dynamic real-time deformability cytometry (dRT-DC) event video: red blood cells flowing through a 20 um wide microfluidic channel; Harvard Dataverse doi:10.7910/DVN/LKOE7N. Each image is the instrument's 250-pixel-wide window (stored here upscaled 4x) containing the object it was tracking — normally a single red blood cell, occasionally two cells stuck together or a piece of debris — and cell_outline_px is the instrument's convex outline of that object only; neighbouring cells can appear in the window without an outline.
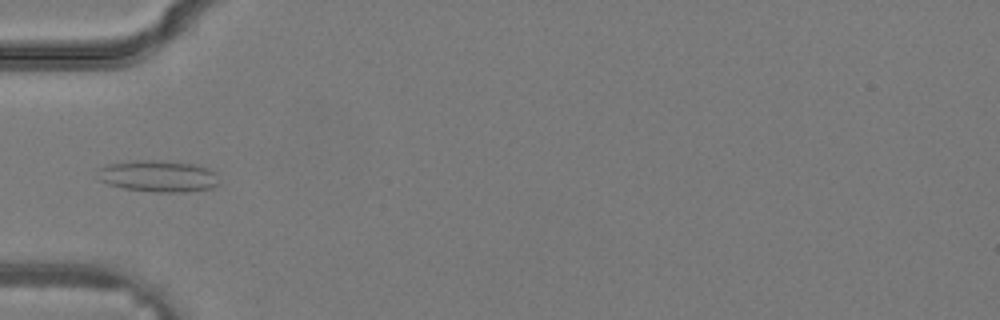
{"species": "common noctule bat (a hibernating species)", "species_latin": "Nyctalus noctula", "temperature_condition": "warm", "stored_images_in_passage": 36, "camera_frame_rate_fps": 3000, "um_per_image_px": 0.085, "animal": {"sex": "male", "body_mass_g": 19.2, "forearm_length_mm": 51.8}, "frame": {"image": 1, "passage_image": 13, "time_ms": 4.0, "image_size_px": [1000, 320], "cell_outline_px": [[220, 180], [212, 188], [184, 192], [152, 192], [124, 188], [108, 184], [100, 180], [100, 168], [108, 164], [132, 160], [172, 160], [196, 164], [208, 168], [216, 172]], "centroid_in_image_um": [13.51, 14.96], "position_along_channel_um": 71.5, "area_um2": 22.6}}
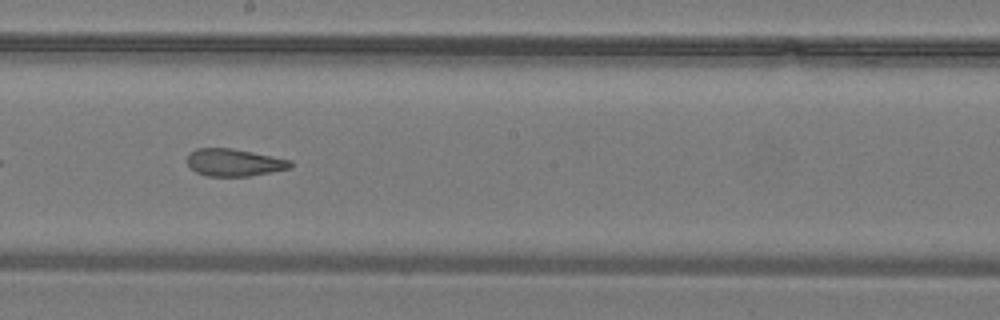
{"frame": {"image": 2, "passage_image": 21, "time_ms": 6.667, "image_size_px": [1000, 320], "cell_outline_px": [[292, 168], [248, 176], [208, 176], [196, 172], [188, 164], [188, 156], [196, 148], [232, 148], [292, 160]], "centroid_in_image_um": [19.93, 13.81], "position_along_channel_um": 228.3, "area_um2": 16.3}}
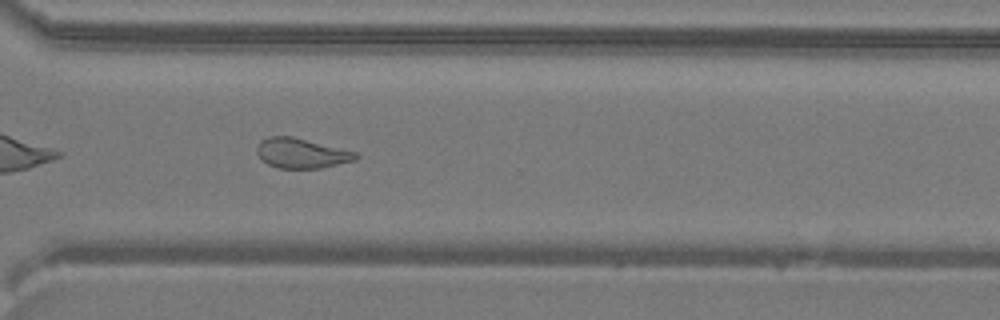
{"frame": {"image": 3, "passage_image": 27, "time_ms": 8.667, "image_size_px": [1000, 320], "cell_outline_px": [[360, 156], [356, 160], [320, 168], [276, 168], [268, 164], [256, 152], [256, 148], [260, 140], [268, 136], [292, 136], [356, 152]], "centroid_in_image_um": [25.61, 13.02], "position_along_channel_um": 345.0, "area_um2": 17.17}}